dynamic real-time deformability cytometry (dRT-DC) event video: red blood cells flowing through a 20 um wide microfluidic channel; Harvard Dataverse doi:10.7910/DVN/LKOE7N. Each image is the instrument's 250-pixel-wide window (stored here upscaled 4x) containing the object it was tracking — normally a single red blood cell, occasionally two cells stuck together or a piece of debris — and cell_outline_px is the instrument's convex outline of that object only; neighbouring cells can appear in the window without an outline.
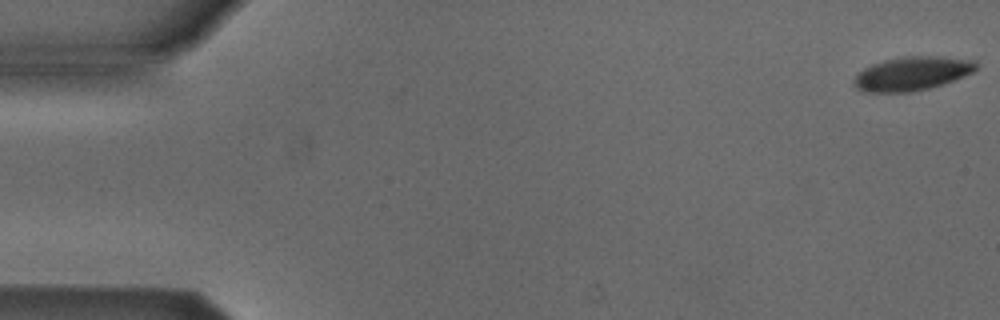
{"species": "Egyptian fruit bat (a non-hibernating species)", "species_latin": "Rousettus aegyptiacus", "temperature_condition": "cold", "stored_images_in_passage": 38, "camera_frame_rate_fps": 3000, "um_per_image_px": 0.085, "animal": {"sex": "male"}, "frame": {"image": 1, "passage_image": 1, "time_ms": 0.0, "image_size_px": [1000, 320], "cell_outline_px": [[976, 68], [972, 72], [952, 80], [928, 88], [912, 92], [864, 92], [856, 88], [856, 76], [864, 68], [872, 64], [884, 60], [904, 56], [936, 56], [976, 60]], "centroid_in_image_um": [77.52, 6.24], "position_along_channel_um": 7.5, "area_um2": 23.64}}
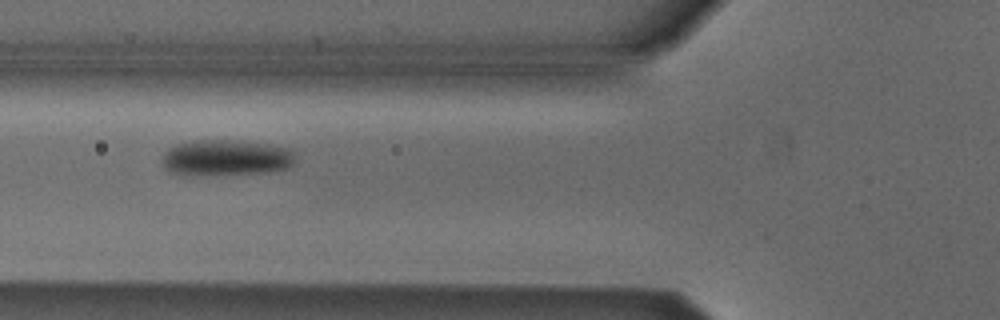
{"frame": {"image": 2, "passage_image": 20, "time_ms": 6.333, "image_size_px": [1000, 320], "cell_outline_px": [[296, 160], [288, 168], [268, 172], [184, 176], [168, 172], [164, 168], [160, 160], [164, 152], [168, 148], [176, 144], [200, 140], [228, 140], [268, 144], [292, 148]], "centroid_in_image_um": [19.17, 13.42], "position_along_channel_um": 106.6, "area_um2": 28.38}}
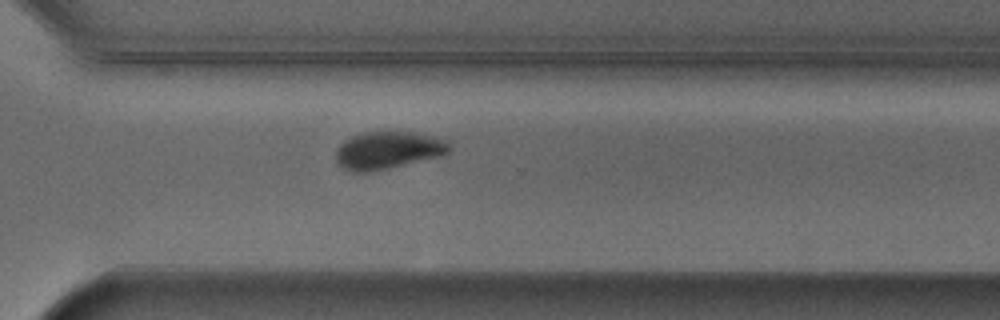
{"frame": {"image": 3, "passage_image": 38, "time_ms": 12.333, "image_size_px": [1000, 320], "cell_outline_px": [[452, 148], [448, 152], [440, 156], [388, 168], [368, 172], [356, 172], [344, 168], [336, 160], [336, 152], [340, 144], [344, 140], [352, 136], [364, 132], [412, 132], [432, 136], [448, 140]], "centroid_in_image_um": [33.0, 12.76], "position_along_channel_um": 337.6, "area_um2": 24.57}}